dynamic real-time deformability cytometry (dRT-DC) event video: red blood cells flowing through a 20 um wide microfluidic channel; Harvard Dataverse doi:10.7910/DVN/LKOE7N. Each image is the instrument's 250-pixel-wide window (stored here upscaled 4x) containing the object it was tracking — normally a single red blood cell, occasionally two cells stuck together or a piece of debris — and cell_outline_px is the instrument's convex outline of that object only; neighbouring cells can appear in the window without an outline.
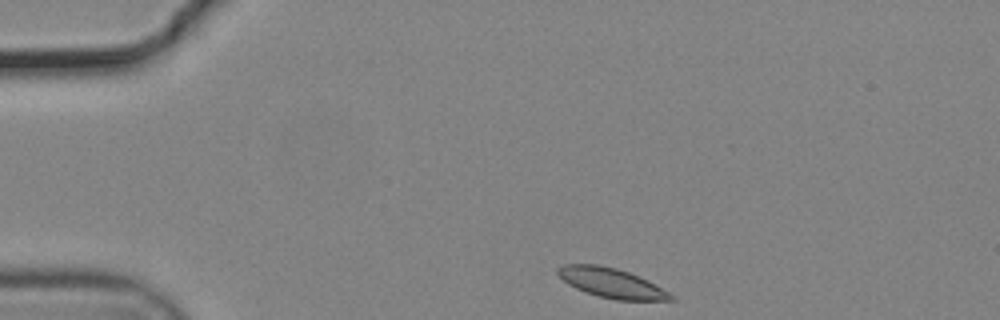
{"species": "common noctule bat (a hibernating species)", "species_latin": "Nyctalus noctula", "temperature_condition": "cold", "stored_images_in_passage": 38, "camera_frame_rate_fps": 3000, "um_per_image_px": 0.085, "animal": {"sex": "male", "body_mass_g": 19.2, "forearm_length_mm": 51.8}, "frame": {"image": 1, "passage_image": 1, "time_ms": 0.0, "image_size_px": [1000, 320], "cell_outline_px": [[676, 300], [616, 300], [584, 292], [568, 284], [556, 272], [556, 268], [564, 264], [600, 264], [616, 268], [640, 276], [648, 280], [676, 296]], "centroid_in_image_um": [51.99, 24.04], "position_along_channel_um": 33.0, "area_um2": 19.59}}
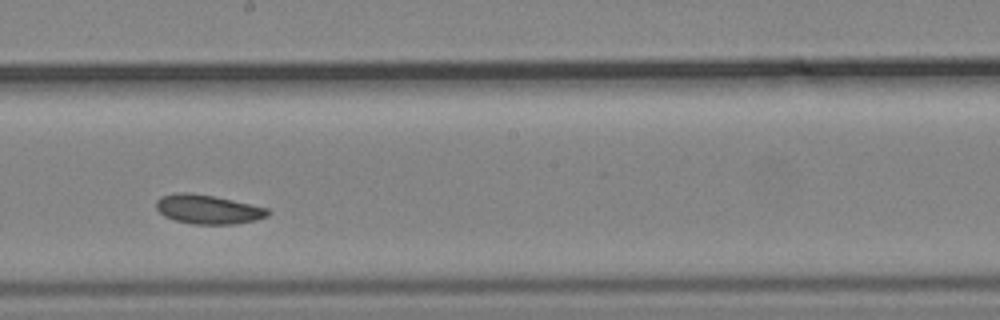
{"frame": {"image": 2, "passage_image": 22, "time_ms": 7.0, "image_size_px": [1000, 320], "cell_outline_px": [[272, 212], [268, 216], [256, 220], [232, 224], [192, 224], [176, 220], [164, 216], [156, 208], [156, 200], [160, 196], [176, 192], [192, 192], [232, 200], [268, 208]], "centroid_in_image_um": [17.67, 17.78], "position_along_channel_um": 230.5, "area_um2": 19.02}}
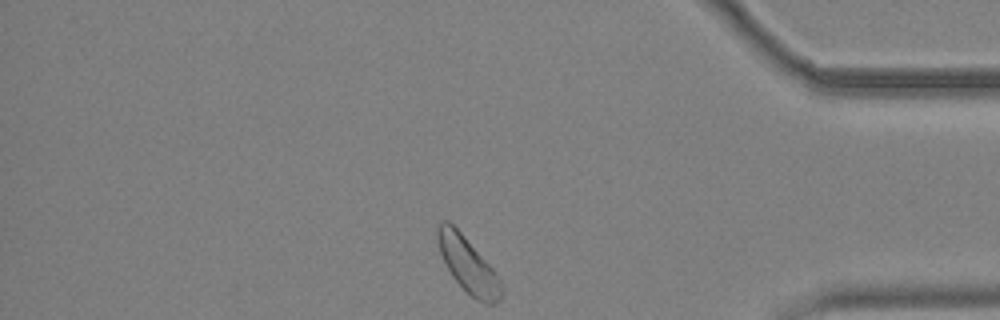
{"frame": {"image": 3, "passage_image": 38, "time_ms": 12.333, "image_size_px": [1000, 320], "cell_outline_px": [[504, 292], [500, 300], [492, 304], [484, 304], [476, 300], [452, 276], [440, 252], [436, 236], [436, 228], [444, 220], [448, 220], [460, 232], [492, 268], [500, 280]], "centroid_in_image_um": [39.79, 22.54], "position_along_channel_um": 395.4, "area_um2": 20.11}, "authors_computed_cell_mechanics": {"area_um2": 19.3052, "velocity_mm_per_s": 3.6229, "shape_relaxation_time_tau1_ms": 5.6004, "shape_relaxation_time_tau2_ms": null, "deformation_change_tau1": 0.0784, "deformation_change_tau2": null}}